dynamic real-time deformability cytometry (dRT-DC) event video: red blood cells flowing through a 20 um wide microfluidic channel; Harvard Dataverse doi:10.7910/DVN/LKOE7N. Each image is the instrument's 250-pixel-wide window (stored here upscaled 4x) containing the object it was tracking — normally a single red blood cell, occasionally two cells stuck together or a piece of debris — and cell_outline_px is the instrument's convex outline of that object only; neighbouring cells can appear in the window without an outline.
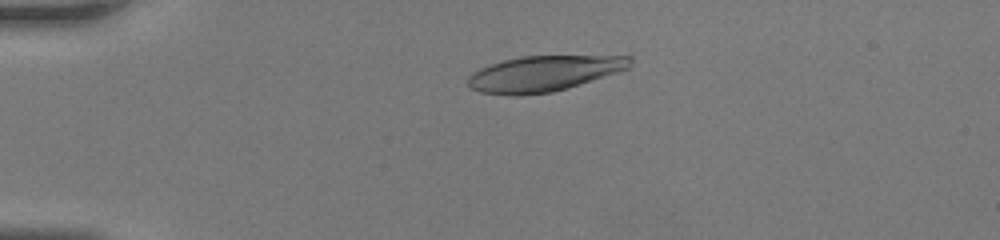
{"species": "human", "species_latin": "Homo sapiens", "temperature_condition": "room temperature", "stored_images_in_passage": 56, "camera_frame_rate_fps": 3000, "um_per_image_px": 0.085, "donor": {"sex": "female"}, "frame": {"image": 1, "passage_image": 14, "time_ms": 4.333, "image_size_px": [1000, 240], "cell_outline_px": [[632, 64], [628, 68], [568, 88], [552, 92], [520, 96], [512, 96], [480, 92], [472, 88], [468, 84], [468, 76], [472, 72], [480, 68], [504, 60], [524, 56], [632, 56]], "centroid_in_image_um": [46.2, 6.26], "position_along_channel_um": 38.8, "area_um2": 33.47}}
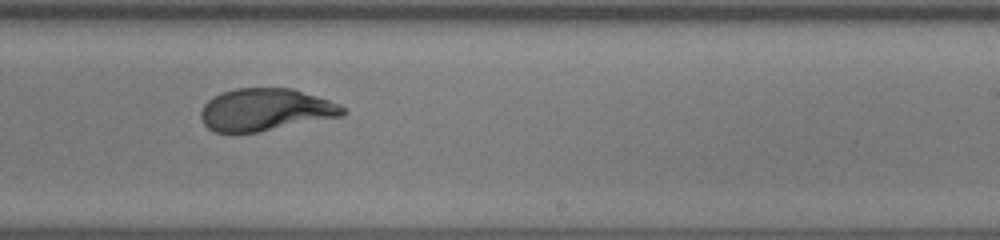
{"frame": {"image": 2, "passage_image": 36, "time_ms": 11.667, "image_size_px": [1000, 240], "cell_outline_px": [[348, 112], [344, 116], [260, 132], [216, 132], [208, 128], [204, 124], [200, 116], [200, 112], [204, 104], [208, 100], [224, 92], [236, 88], [292, 88], [340, 104]], "centroid_in_image_um": [22.6, 9.34], "position_along_channel_um": 266.4, "area_um2": 35.03}}
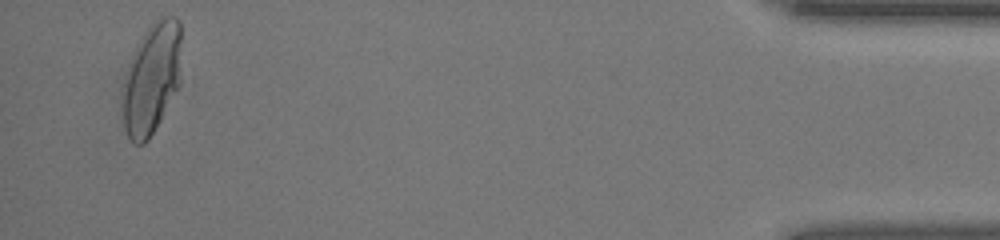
{"frame": {"image": 3, "passage_image": 54, "time_ms": 17.667, "image_size_px": [1000, 240], "cell_outline_px": [[180, 84], [160, 120], [148, 140], [144, 144], [136, 144], [128, 136], [124, 124], [120, 108], [120, 104], [124, 84], [132, 56], [136, 44], [148, 28], [160, 16], [176, 16], [180, 20]], "centroid_in_image_um": [12.89, 6.67], "position_along_channel_um": 422.3, "area_um2": 38.03}, "authors_computed_cell_mechanics": {"area_um2": 35.0846, "velocity_mm_per_s": 3.8012, "shape_relaxation_time_tau1_ms": 6.0445, "shape_relaxation_time_tau2_ms": 0.9211, "deformation_change_tau1": 0.2596, "deformation_change_tau2": 0.0665}}